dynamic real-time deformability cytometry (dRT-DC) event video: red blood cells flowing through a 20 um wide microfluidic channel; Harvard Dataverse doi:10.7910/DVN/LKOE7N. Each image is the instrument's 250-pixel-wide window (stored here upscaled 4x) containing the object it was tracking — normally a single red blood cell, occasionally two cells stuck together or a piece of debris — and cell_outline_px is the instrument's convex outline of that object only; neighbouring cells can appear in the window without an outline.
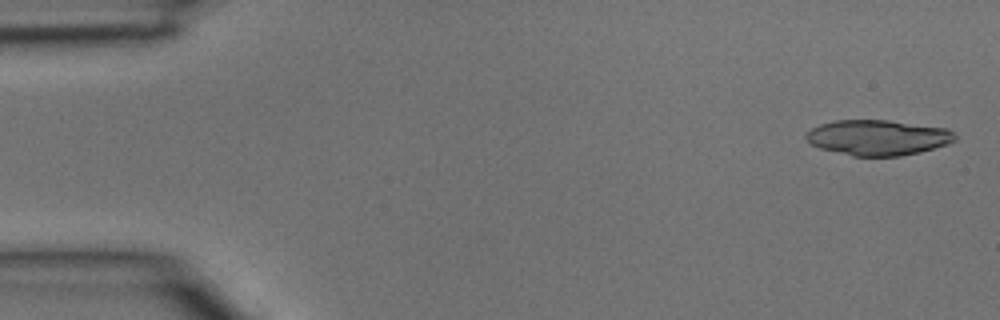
{"species": "common noctule bat (a hibernating species)", "species_latin": "Nyctalus noctula", "temperature_condition": "room temperature", "stored_images_in_passage": 10, "camera_frame_rate_fps": 3000, "um_per_image_px": 0.085, "animal": {"sex": "male", "body_mass_g": 15.6}, "frame": {"image": 1, "passage_image": 1, "time_ms": 0.0, "image_size_px": [1000, 320], "cell_outline_px": [[956, 140], [948, 144], [920, 152], [900, 156], [852, 156], [820, 148], [812, 144], [804, 136], [812, 128], [820, 124], [836, 120], [888, 120], [948, 128], [956, 136]], "centroid_in_image_um": [74.64, 11.69], "position_along_channel_um": 10.4, "area_um2": 30.69}}